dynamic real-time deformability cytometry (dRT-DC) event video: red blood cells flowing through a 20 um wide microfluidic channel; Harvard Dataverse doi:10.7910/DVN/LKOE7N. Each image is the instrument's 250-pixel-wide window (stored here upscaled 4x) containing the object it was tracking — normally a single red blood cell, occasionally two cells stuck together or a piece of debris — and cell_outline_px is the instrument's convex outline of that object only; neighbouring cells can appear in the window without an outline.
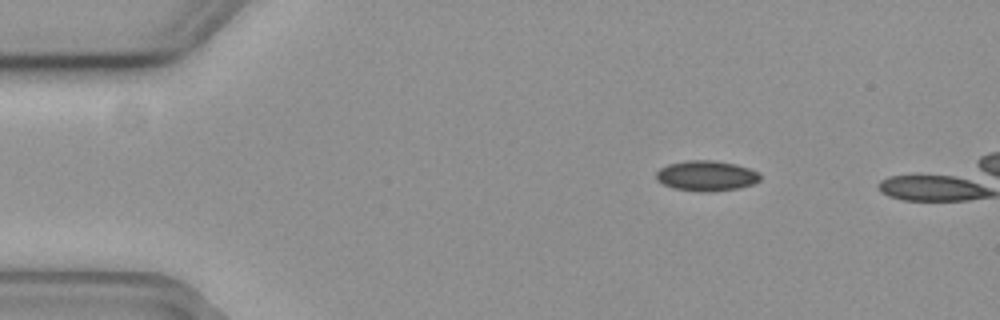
{"species": "common noctule bat (a hibernating species)", "species_latin": "Nyctalus noctula", "temperature_condition": "cold", "stored_images_in_passage": 10, "camera_frame_rate_fps": 3000, "um_per_image_px": 0.085, "animal": {"sex": "female", "body_mass_g": 19.3, "forearm_length_mm": 54.1}, "frame": {"image": 1, "passage_image": 1, "time_ms": 0.0, "image_size_px": [1000, 320], "cell_outline_px": [[760, 180], [752, 184], [740, 188], [704, 192], [672, 188], [656, 180], [656, 172], [660, 168], [668, 164], [688, 160], [716, 160], [736, 164], [760, 172]], "centroid_in_image_um": [60.04, 14.93], "position_along_channel_um": 25.0, "area_um2": 18.44}}